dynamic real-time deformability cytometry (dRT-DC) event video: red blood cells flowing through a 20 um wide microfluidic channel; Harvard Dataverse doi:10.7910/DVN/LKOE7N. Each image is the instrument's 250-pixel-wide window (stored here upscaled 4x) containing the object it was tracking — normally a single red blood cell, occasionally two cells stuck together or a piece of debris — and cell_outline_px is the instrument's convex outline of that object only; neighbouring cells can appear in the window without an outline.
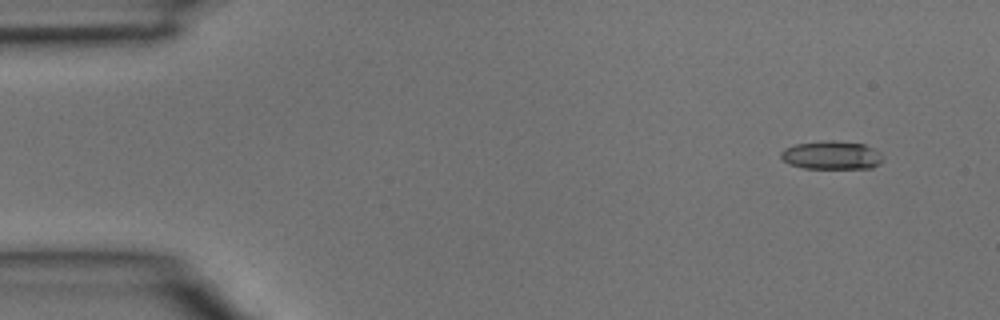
{"species": "common noctule bat (a hibernating species)", "species_latin": "Nyctalus noctula", "temperature_condition": "room temperature", "stored_images_in_passage": 4, "camera_frame_rate_fps": 3000, "um_per_image_px": 0.085, "animal": {"sex": "male", "body_mass_g": 15.6}, "frame": {"image": 1, "passage_image": 4, "time_ms": 1.0, "image_size_px": [1000, 320], "cell_outline_px": [[880, 160], [872, 168], [804, 168], [788, 164], [780, 156], [780, 152], [784, 148], [796, 144], [824, 140], [832, 140], [864, 144], [880, 152]], "centroid_in_image_um": [70.62, 13.18], "position_along_channel_um": 14.4, "area_um2": 16.7}}